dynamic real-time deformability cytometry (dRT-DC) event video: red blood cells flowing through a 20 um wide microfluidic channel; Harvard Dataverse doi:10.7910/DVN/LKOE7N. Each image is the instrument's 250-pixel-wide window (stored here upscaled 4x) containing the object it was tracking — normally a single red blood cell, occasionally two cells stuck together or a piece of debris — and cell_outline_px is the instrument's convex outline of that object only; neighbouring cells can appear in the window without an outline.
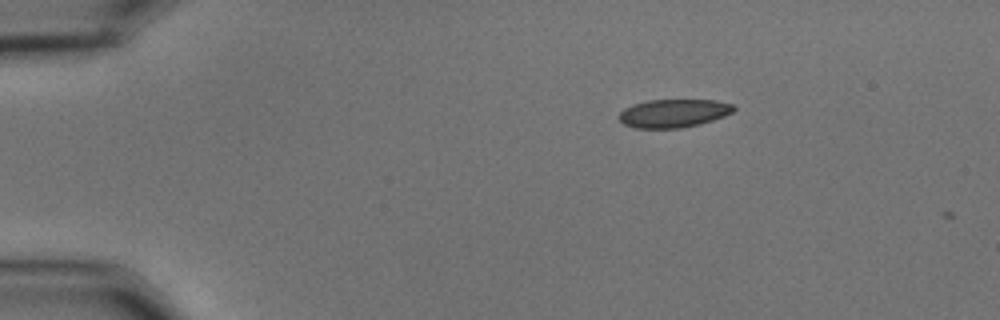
{"species": "common noctule bat (a hibernating species)", "species_latin": "Nyctalus noctula", "temperature_condition": "cold", "stored_images_in_passage": 2, "camera_frame_rate_fps": 3000, "um_per_image_px": 0.085, "animal": {"sex": "male", "body_mass_g": 15.6}, "frame": {"image": 1, "passage_image": 1, "time_ms": 0.0, "image_size_px": [1000, 320], "cell_outline_px": [[736, 108], [732, 112], [724, 116], [700, 124], [680, 128], [636, 128], [624, 124], [616, 116], [624, 108], [632, 104], [648, 100], [716, 100], [732, 104]], "centroid_in_image_um": [57.22, 9.62], "position_along_channel_um": 27.8, "area_um2": 18.96}}